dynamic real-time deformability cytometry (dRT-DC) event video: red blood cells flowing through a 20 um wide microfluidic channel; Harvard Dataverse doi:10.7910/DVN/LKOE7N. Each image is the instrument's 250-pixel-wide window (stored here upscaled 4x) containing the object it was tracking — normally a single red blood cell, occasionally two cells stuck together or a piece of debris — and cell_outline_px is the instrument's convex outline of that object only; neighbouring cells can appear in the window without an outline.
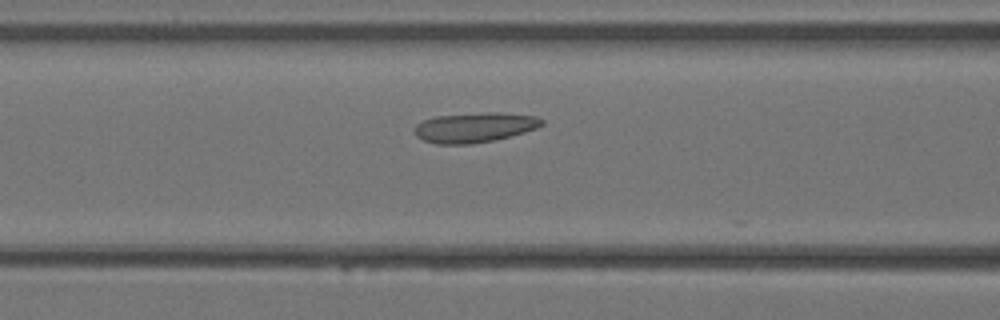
{"species": "Egyptian fruit bat (a non-hibernating species)", "species_latin": "Rousettus aegyptiacus", "temperature_condition": "warm", "stored_images_in_passage": 16, "camera_frame_rate_fps": 3000, "um_per_image_px": 0.085, "animal": {"sex": "female"}, "frame": {"image": 1, "passage_image": 11, "time_ms": 3.333, "image_size_px": [1000, 320], "cell_outline_px": [[544, 124], [536, 128], [512, 136], [496, 140], [472, 144], [436, 144], [424, 140], [416, 136], [416, 124], [424, 120], [436, 116], [484, 112], [488, 112], [536, 116], [544, 120]], "centroid_in_image_um": [40.36, 10.84], "position_along_channel_um": 126.2, "area_um2": 22.08}}
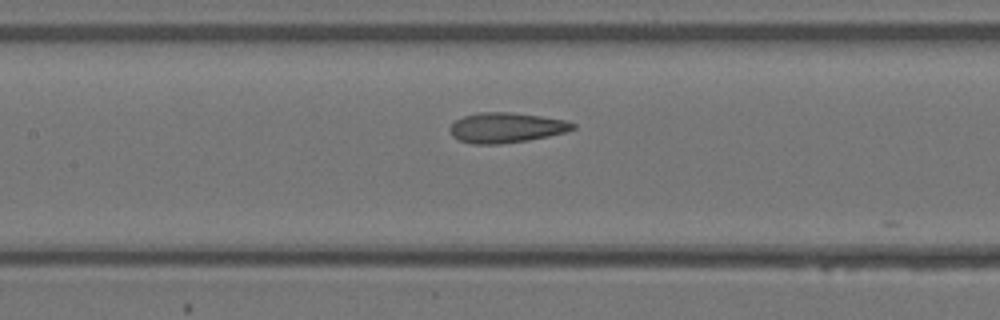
{"frame": {"image": 2, "passage_image": 13, "time_ms": 4.0, "image_size_px": [1000, 320], "cell_outline_px": [[576, 128], [564, 132], [548, 136], [528, 140], [500, 144], [472, 144], [460, 140], [452, 136], [448, 128], [456, 120], [464, 116], [480, 112], [512, 112], [540, 116], [564, 120], [576, 124]], "centroid_in_image_um": [43.01, 10.85], "position_along_channel_um": 164.4, "area_um2": 21.5}}
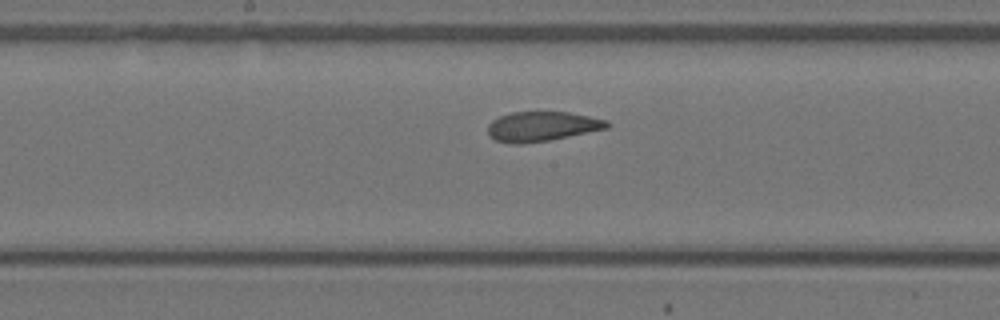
{"frame": {"image": 3, "passage_image": 15, "time_ms": 4.667, "image_size_px": [1000, 320], "cell_outline_px": [[608, 128], [548, 140], [524, 144], [512, 144], [496, 140], [488, 136], [488, 124], [492, 120], [500, 116], [512, 112], [568, 112], [608, 120]], "centroid_in_image_um": [46.02, 10.75], "position_along_channel_um": 202.2, "area_um2": 20.52}}